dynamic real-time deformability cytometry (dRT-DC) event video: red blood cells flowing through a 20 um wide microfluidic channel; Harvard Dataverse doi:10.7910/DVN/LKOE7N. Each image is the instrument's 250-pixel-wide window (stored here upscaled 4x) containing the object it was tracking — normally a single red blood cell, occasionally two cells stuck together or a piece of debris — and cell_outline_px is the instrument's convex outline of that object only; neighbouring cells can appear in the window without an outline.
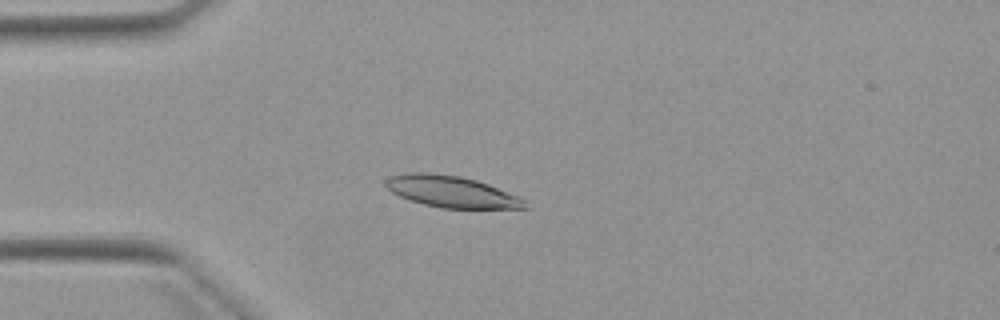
{"species": "Egyptian fruit bat (a non-hibernating species)", "species_latin": "Rousettus aegyptiacus", "temperature_condition": "warm", "stored_images_in_passage": 4, "camera_frame_rate_fps": 3000, "um_per_image_px": 0.085, "animal": {"sex": "female"}, "frame": {"image": 1, "passage_image": 4, "time_ms": 3.333, "image_size_px": [1000, 320], "cell_outline_px": [[528, 208], [440, 208], [424, 204], [400, 196], [392, 192], [384, 184], [384, 180], [392, 176], [408, 172], [432, 172], [460, 176], [476, 180], [488, 184], [520, 196], [524, 200]], "centroid_in_image_um": [38.37, 16.28], "position_along_channel_um": 46.6, "area_um2": 25.49}}